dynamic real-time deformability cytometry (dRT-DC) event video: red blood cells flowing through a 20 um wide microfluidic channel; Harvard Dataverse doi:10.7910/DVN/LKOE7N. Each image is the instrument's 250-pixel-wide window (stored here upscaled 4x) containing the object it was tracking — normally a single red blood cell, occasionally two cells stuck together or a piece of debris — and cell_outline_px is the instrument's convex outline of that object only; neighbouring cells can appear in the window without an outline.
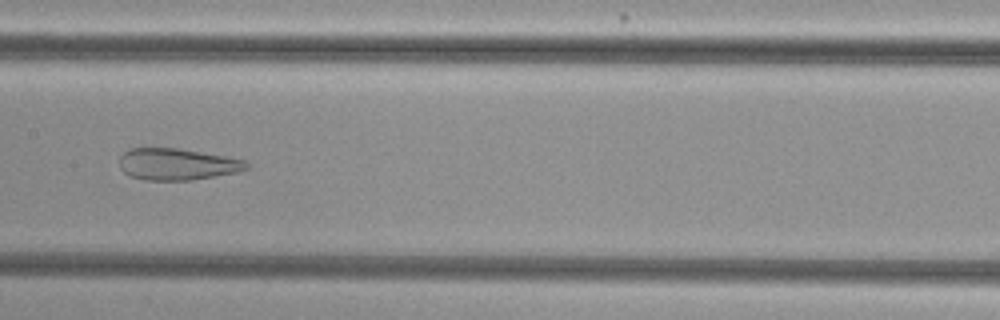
{"species": "common noctule bat (a hibernating species)", "species_latin": "Nyctalus noctula", "temperature_condition": "cold", "stored_images_in_passage": 54, "camera_frame_rate_fps": 3000, "um_per_image_px": 0.085, "animal": {"sex": "female", "body_mass_g": 29.2, "forearm_length_mm": 56.3}, "frame": {"image": 1, "passage_image": 28, "time_ms": 9.0, "image_size_px": [1000, 320], "cell_outline_px": [[248, 168], [236, 172], [192, 180], [144, 180], [132, 176], [124, 172], [120, 168], [120, 156], [128, 148], [176, 148], [224, 156], [244, 160], [248, 164]], "centroid_in_image_um": [15.02, 13.96], "position_along_channel_um": 192.4, "area_um2": 23.18}}
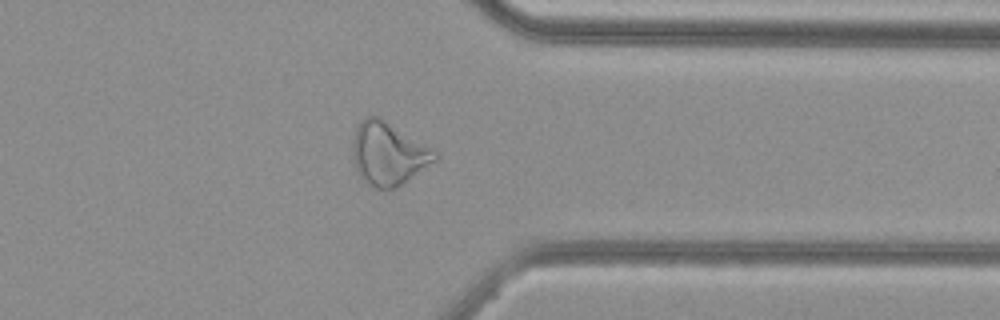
{"frame": {"image": 2, "passage_image": 43, "time_ms": 14.0, "image_size_px": [1000, 320], "cell_outline_px": [[440, 156], [436, 160], [408, 180], [396, 188], [376, 188], [360, 176], [356, 172], [352, 152], [352, 140], [356, 128], [360, 120], [368, 116], [380, 116], [440, 152]], "centroid_in_image_um": [33.02, 13.02], "position_along_channel_um": 378.4, "area_um2": 30.4}}
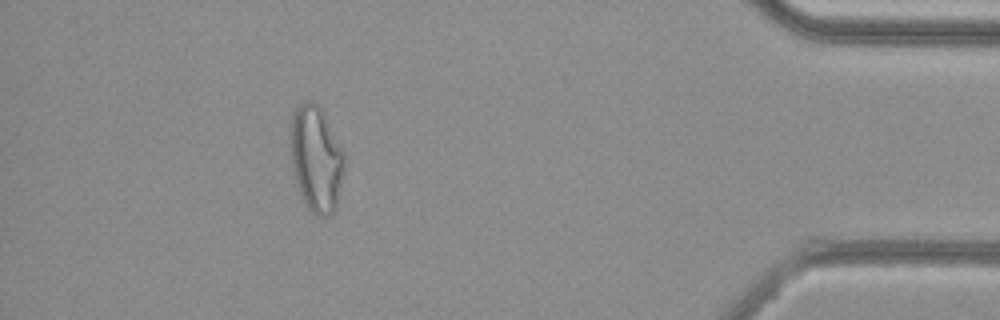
{"frame": {"image": 3, "passage_image": 49, "time_ms": 16.0, "image_size_px": [1000, 320], "cell_outline_px": [[344, 168], [336, 208], [328, 216], [316, 216], [308, 208], [296, 184], [292, 168], [288, 144], [288, 132], [292, 112], [300, 104], [308, 100], [312, 100], [320, 104], [344, 152]], "centroid_in_image_um": [26.83, 13.43], "position_along_channel_um": 408.4, "area_um2": 34.04}}